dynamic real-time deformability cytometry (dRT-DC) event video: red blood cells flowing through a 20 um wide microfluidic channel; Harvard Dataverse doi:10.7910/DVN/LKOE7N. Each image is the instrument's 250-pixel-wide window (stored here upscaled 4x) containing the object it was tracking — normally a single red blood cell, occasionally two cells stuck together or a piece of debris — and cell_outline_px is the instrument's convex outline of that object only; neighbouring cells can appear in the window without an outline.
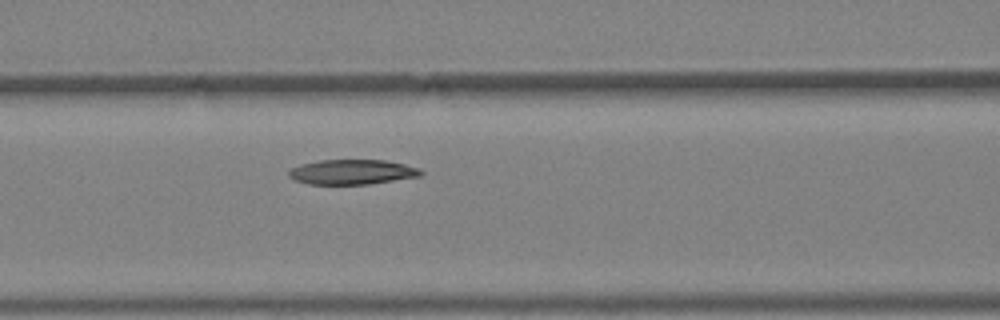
{"species": "Egyptian fruit bat (a non-hibernating species)", "species_latin": "Rousettus aegyptiacus", "temperature_condition": "warm", "stored_images_in_passage": 3, "camera_frame_rate_fps": 3000, "um_per_image_px": 0.085, "animal": {"sex": "female"}, "frame": {"image": 1, "passage_image": 3, "time_ms": 0.667, "image_size_px": [1000, 320], "cell_outline_px": [[424, 172], [420, 176], [368, 184], [308, 184], [296, 180], [288, 176], [288, 172], [292, 168], [300, 164], [320, 160], [384, 160], [404, 164], [420, 168]], "centroid_in_image_um": [29.93, 14.61], "position_along_channel_um": 136.7, "area_um2": 19.07}}